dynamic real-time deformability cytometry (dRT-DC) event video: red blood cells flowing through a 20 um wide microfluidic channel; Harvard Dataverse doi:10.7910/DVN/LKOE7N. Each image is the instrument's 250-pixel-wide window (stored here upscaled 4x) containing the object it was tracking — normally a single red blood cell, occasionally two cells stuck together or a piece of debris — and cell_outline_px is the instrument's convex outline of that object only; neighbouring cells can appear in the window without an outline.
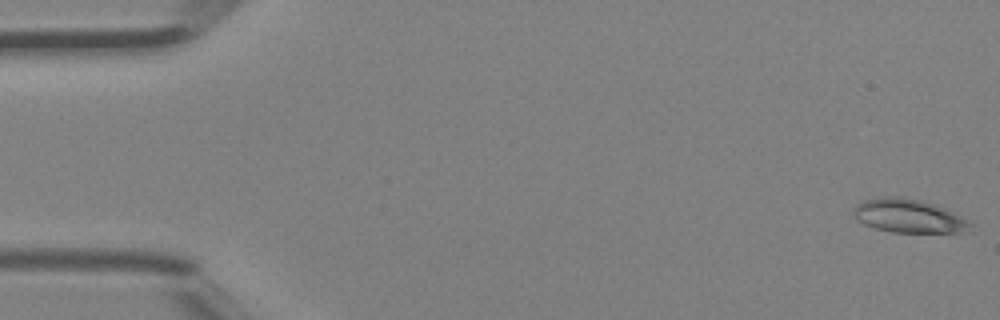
{"species": "Egyptian fruit bat (a non-hibernating species)", "species_latin": "Rousettus aegyptiacus", "temperature_condition": "room temperature", "stored_images_in_passage": 5, "camera_frame_rate_fps": 3000, "um_per_image_px": 0.085, "animal": {"sex": "female"}, "frame": {"image": 1, "passage_image": 1, "time_ms": 0.0, "image_size_px": [1000, 320], "cell_outline_px": [[972, 224], [960, 232], [892, 232], [876, 228], [864, 224], [856, 220], [856, 204], [864, 200], [880, 196], [900, 196], [920, 200], [944, 208]], "centroid_in_image_um": [77.15, 18.34], "position_along_channel_um": 7.8, "area_um2": 22.2}}